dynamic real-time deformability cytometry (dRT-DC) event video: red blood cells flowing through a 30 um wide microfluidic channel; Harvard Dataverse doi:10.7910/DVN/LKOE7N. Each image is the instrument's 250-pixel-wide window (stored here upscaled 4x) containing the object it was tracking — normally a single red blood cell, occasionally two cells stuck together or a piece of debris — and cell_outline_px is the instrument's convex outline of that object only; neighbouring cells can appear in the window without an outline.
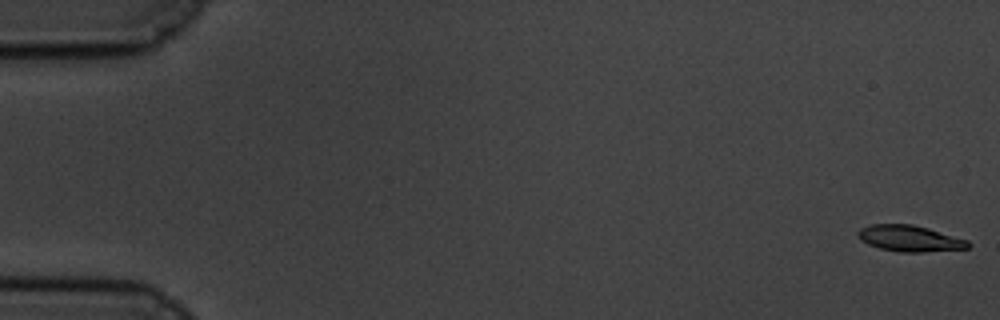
{"species": "common noctule bat (a hibernating species)", "species_latin": "Nyctalus noctula", "temperature_condition": "cold", "stored_images_in_passage": 58, "camera_frame_rate_fps": 3000, "um_per_image_px": 0.085, "animal": {"sex": "male", "body_mass_g": 19.5, "forearm_length_mm": 54.6}, "frame": {"image": 1, "passage_image": 1, "time_ms": 0.0, "image_size_px": [1000, 320], "cell_outline_px": [[972, 244], [968, 248], [924, 252], [900, 252], [880, 248], [868, 244], [860, 240], [856, 236], [856, 232], [860, 228], [872, 224], [912, 224], [928, 228], [968, 240]], "centroid_in_image_um": [77.3, 20.26], "position_along_channel_um": 7.7, "area_um2": 16.88}}
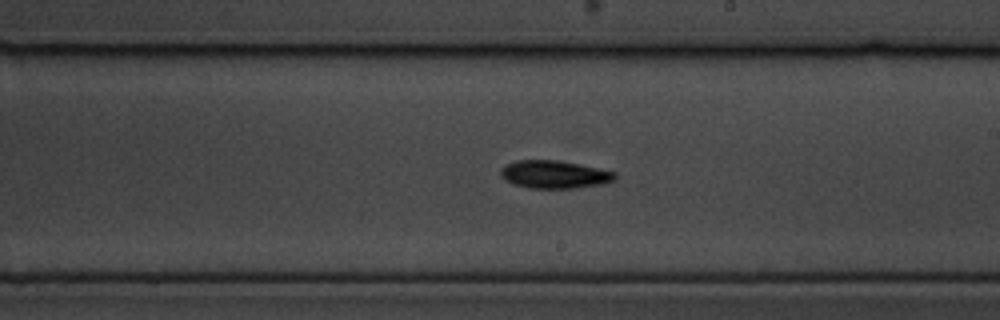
{"frame": {"image": 2, "passage_image": 34, "time_ms": 11.0, "image_size_px": [1000, 320], "cell_outline_px": [[616, 180], [604, 184], [576, 188], [528, 188], [512, 184], [504, 180], [500, 176], [500, 168], [516, 160], [560, 160], [580, 164], [616, 172]], "centroid_in_image_um": [47.12, 14.83], "position_along_channel_um": 241.9, "area_um2": 18.84}}
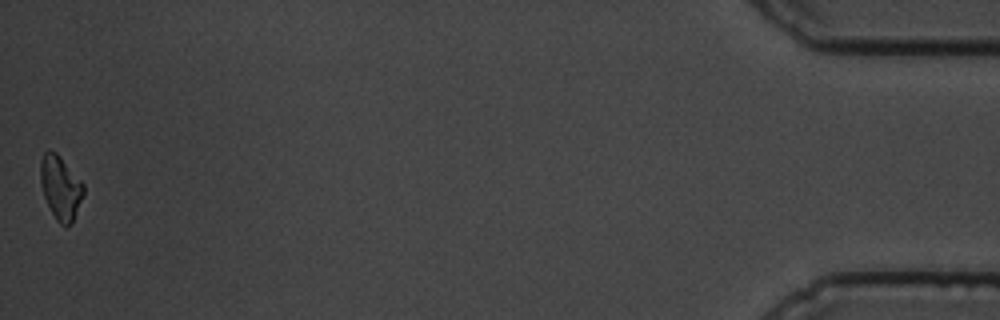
{"frame": {"image": 3, "passage_image": 58, "time_ms": 19.0, "image_size_px": [1000, 320], "cell_outline_px": [[84, 192], [72, 220], [64, 228], [56, 220], [44, 196], [40, 184], [40, 160], [44, 152], [48, 148], [56, 152], [84, 184]], "centroid_in_image_um": [5.11, 15.9], "position_along_channel_um": 430.1, "area_um2": 15.78}, "authors_computed_cell_mechanics": {"area_um2": 17.6001, "velocity_mm_per_s": 3.4828, "shape_relaxation_time_tau1_ms": 3.1599, "shape_relaxation_time_tau2_ms": null, "deformation_change_tau1": 0.1159, "deformation_change_tau2": null}}